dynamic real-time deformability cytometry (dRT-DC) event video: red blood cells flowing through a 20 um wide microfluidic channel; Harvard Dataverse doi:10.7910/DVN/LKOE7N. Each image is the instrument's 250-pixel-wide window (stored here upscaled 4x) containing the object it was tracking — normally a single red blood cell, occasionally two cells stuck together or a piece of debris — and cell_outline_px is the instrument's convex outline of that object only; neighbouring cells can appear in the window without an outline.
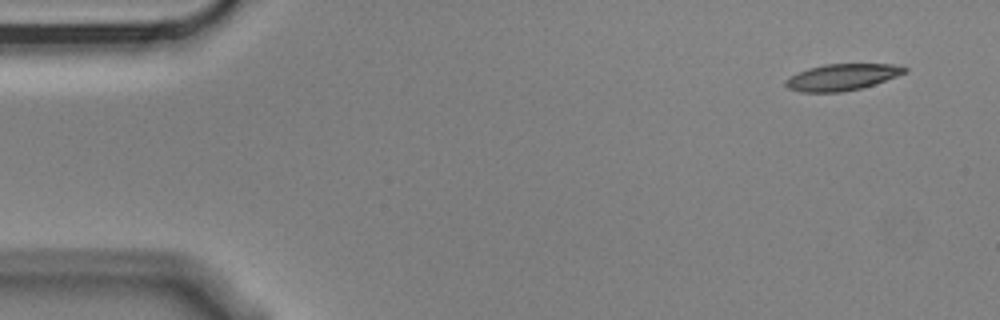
{"species": "Egyptian fruit bat (a non-hibernating species)", "species_latin": "Rousettus aegyptiacus", "temperature_condition": "cold", "stored_images_in_passage": 4, "camera_frame_rate_fps": 3000, "um_per_image_px": 0.085, "animal": {"sex": "male"}, "frame": {"image": 1, "passage_image": 1, "time_ms": 0.0, "image_size_px": [1000, 320], "cell_outline_px": [[908, 72], [860, 88], [840, 92], [800, 92], [788, 88], [784, 84], [784, 80], [788, 76], [808, 68], [824, 64], [892, 64], [908, 68]], "centroid_in_image_um": [71.51, 6.55], "position_along_channel_um": 13.5, "area_um2": 18.26}}